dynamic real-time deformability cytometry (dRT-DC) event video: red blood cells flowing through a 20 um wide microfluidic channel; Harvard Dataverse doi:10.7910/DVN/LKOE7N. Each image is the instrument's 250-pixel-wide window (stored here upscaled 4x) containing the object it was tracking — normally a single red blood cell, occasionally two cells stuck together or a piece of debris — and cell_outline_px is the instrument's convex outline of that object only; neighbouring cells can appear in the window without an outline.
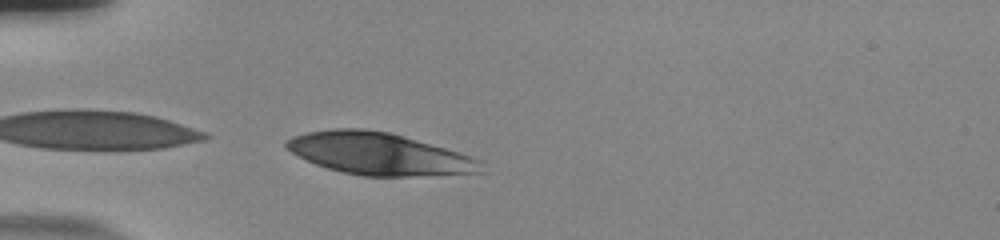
{"species": "human", "species_latin": "Homo sapiens", "temperature_condition": "room temperature", "stored_images_in_passage": 32, "camera_frame_rate_fps": 3000, "um_per_image_px": 0.085, "donor": {"sex": "male"}, "frame": {"image": 1, "passage_image": 1, "time_ms": 0.0, "image_size_px": [1000, 240], "cell_outline_px": [[488, 172], [408, 176], [364, 176], [340, 172], [316, 164], [284, 148], [284, 140], [292, 136], [308, 132], [336, 128], [364, 128], [392, 132], [460, 152], [484, 160]], "centroid_in_image_um": [32.29, 13.06], "position_along_channel_um": 52.7, "area_um2": 48.32}}
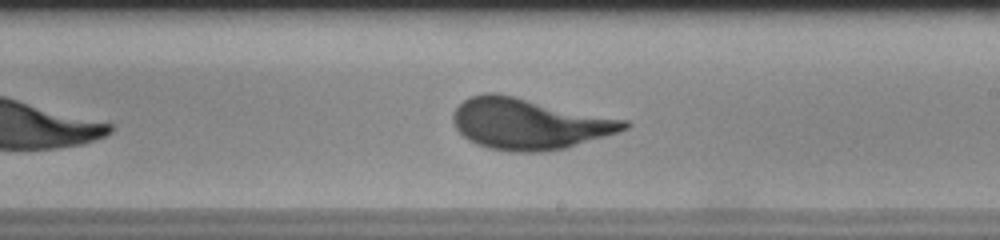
{"frame": {"image": 2, "passage_image": 18, "time_ms": 5.667, "image_size_px": [1000, 240], "cell_outline_px": [[632, 124], [628, 128], [620, 132], [564, 148], [544, 152], [512, 152], [488, 148], [476, 144], [468, 140], [456, 128], [452, 120], [452, 116], [456, 108], [464, 100], [472, 96], [484, 92], [496, 92], [628, 120]], "centroid_in_image_um": [44.98, 10.52], "position_along_channel_um": 244.0, "area_um2": 51.04}}
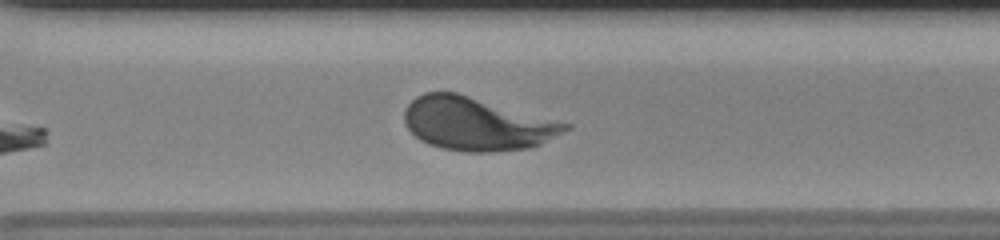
{"frame": {"image": 3, "passage_image": 25, "time_ms": 8.0, "image_size_px": [1000, 240], "cell_outline_px": [[572, 128], [540, 144], [528, 148], [492, 152], [464, 152], [440, 148], [428, 144], [420, 140], [404, 124], [404, 108], [416, 96], [424, 92], [456, 92], [572, 124]], "centroid_in_image_um": [40.5, 10.53], "position_along_channel_um": 330.1, "area_um2": 49.94}, "authors_computed_cell_mechanics": {"area_um2": 49.7658, "velocity_mm_per_s": 3.6857, "shape_relaxation_time_tau1_ms": 4.206, "shape_relaxation_time_tau2_ms": null, "deformation_change_tau1": 0.1879, "deformation_change_tau2": null}}